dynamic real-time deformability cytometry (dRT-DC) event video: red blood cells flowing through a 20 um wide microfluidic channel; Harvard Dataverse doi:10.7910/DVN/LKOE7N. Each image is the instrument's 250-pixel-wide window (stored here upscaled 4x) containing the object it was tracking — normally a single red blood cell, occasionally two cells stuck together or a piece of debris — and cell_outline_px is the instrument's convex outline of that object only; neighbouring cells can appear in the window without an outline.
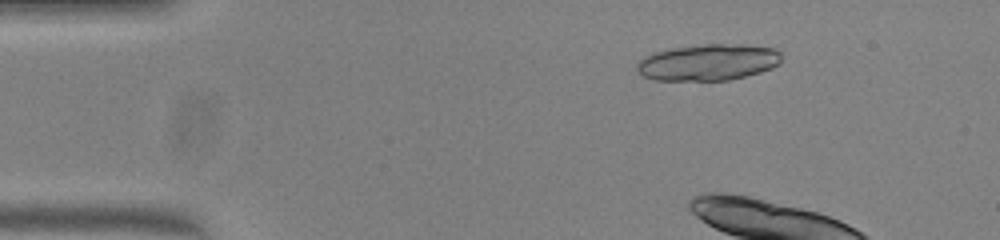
{"species": "common noctule bat (a hibernating species)", "species_latin": "Nyctalus noctula", "temperature_condition": "warm", "stored_images_in_passage": 6, "camera_frame_rate_fps": 3000, "um_per_image_px": 0.085, "animal": {"sex": "female", "body_mass_g": 23.0, "forearm_length_mm": 53.4}, "frame": {"image": 1, "passage_image": 1, "time_ms": 0.0, "image_size_px": [1000, 240], "cell_outline_px": [[780, 64], [772, 68], [760, 72], [728, 80], [652, 80], [644, 76], [636, 68], [636, 64], [644, 56], [652, 52], [672, 48], [704, 44], [744, 44], [772, 48], [780, 52]], "centroid_in_image_um": [60.18, 5.29], "position_along_channel_um": 24.8, "area_um2": 30.69}}